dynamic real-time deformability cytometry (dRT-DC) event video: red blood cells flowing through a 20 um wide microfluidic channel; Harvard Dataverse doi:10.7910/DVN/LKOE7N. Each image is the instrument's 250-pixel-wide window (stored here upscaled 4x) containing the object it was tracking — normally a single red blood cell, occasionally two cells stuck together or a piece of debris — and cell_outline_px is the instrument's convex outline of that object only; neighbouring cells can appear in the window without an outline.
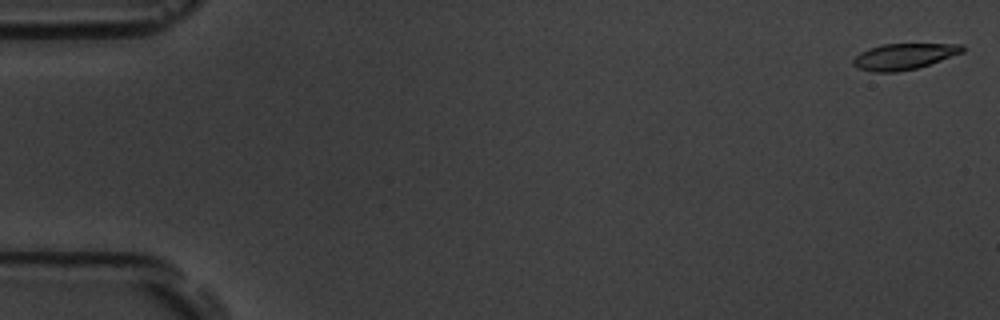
{"species": "common noctule bat (a hibernating species)", "species_latin": "Nyctalus noctula", "temperature_condition": "room temperature", "stored_images_in_passage": 54, "camera_frame_rate_fps": 3000, "um_per_image_px": 0.085, "animal": {"sex": "male", "body_mass_g": 19.5, "forearm_length_mm": 54.6}, "frame": {"image": 1, "passage_image": 1, "time_ms": 0.0, "image_size_px": [1000, 320], "cell_outline_px": [[964, 52], [916, 68], [896, 72], [872, 72], [856, 68], [852, 64], [852, 60], [860, 52], [868, 48], [884, 44], [964, 44]], "centroid_in_image_um": [76.79, 4.8], "position_along_channel_um": 8.2, "area_um2": 16.53}}
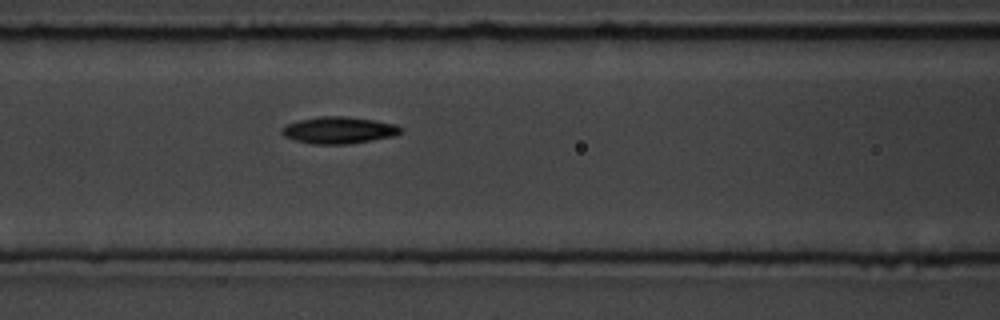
{"frame": {"image": 2, "passage_image": 23, "time_ms": 7.333, "image_size_px": [1000, 320], "cell_outline_px": [[404, 132], [392, 136], [372, 140], [348, 144], [312, 144], [292, 140], [284, 136], [280, 132], [280, 128], [288, 124], [300, 120], [320, 116], [344, 116], [376, 120], [396, 124], [404, 128]], "centroid_in_image_um": [28.81, 11.07], "position_along_channel_um": 137.8, "area_um2": 18.79}}
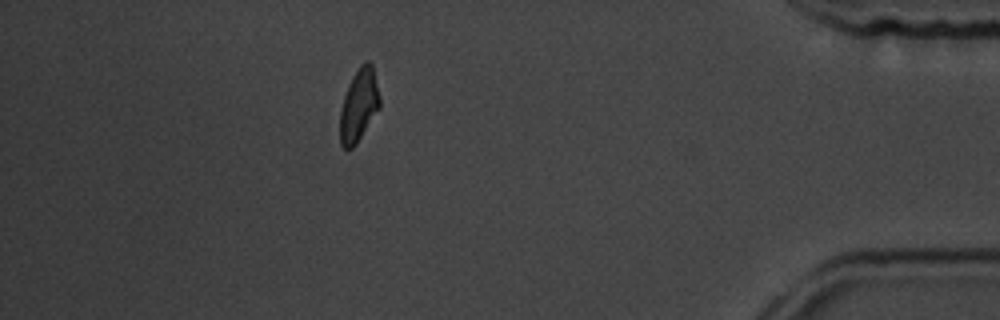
{"frame": {"image": 3, "passage_image": 48, "time_ms": 15.667, "image_size_px": [1000, 320], "cell_outline_px": [[380, 108], [356, 144], [352, 148], [344, 148], [340, 144], [340, 108], [348, 84], [352, 76], [360, 64], [364, 60], [368, 60], [372, 64], [380, 96]], "centroid_in_image_um": [30.5, 8.91], "position_along_channel_um": 404.7, "area_um2": 16.99}, "authors_computed_cell_mechanics": {"area_um2": 17.2244, "velocity_mm_per_s": 3.7734, "shape_relaxation_time_tau1_ms": 2.0571, "shape_relaxation_time_tau2_ms": 5.9298, "deformation_change_tau1": 0.1274, "deformation_change_tau2": 0.1132}}